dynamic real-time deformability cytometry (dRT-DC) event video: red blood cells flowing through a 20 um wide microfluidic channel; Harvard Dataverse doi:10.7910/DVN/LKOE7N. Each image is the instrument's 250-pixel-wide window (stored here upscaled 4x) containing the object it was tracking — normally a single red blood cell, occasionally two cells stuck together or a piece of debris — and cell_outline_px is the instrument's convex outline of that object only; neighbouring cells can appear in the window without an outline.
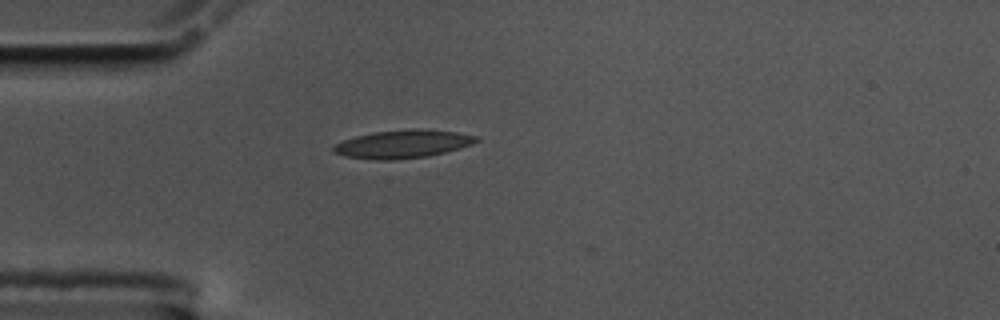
{"species": "common noctule bat (a hibernating species)", "species_latin": "Nyctalus noctula", "temperature_condition": "cold", "stored_images_in_passage": 32, "camera_frame_rate_fps": 3000, "um_per_image_px": 0.085, "animal": {"sex": "male", "body_mass_g": 17.5, "forearm_length_mm": 52.3}, "frame": {"image": 1, "passage_image": 1, "time_ms": 0.0, "image_size_px": [1000, 320], "cell_outline_px": [[480, 140], [472, 144], [460, 148], [428, 156], [392, 160], [376, 160], [344, 156], [332, 152], [332, 148], [336, 144], [344, 140], [356, 136], [376, 132], [412, 128], [456, 132], [476, 136]], "centroid_in_image_um": [34.22, 12.25], "position_along_channel_um": 50.8, "area_um2": 23.24}}
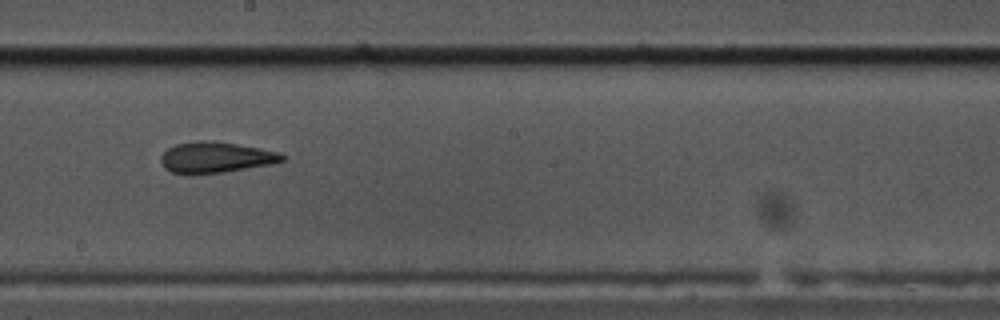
{"frame": {"image": 2, "passage_image": 17, "time_ms": 5.333, "image_size_px": [1000, 320], "cell_outline_px": [[288, 156], [284, 160], [272, 164], [224, 172], [192, 176], [172, 172], [164, 168], [160, 160], [160, 156], [168, 148], [176, 144], [200, 140], [204, 140], [236, 144], [260, 148], [280, 152]], "centroid_in_image_um": [18.33, 13.4], "position_along_channel_um": 229.9, "area_um2": 22.2}}
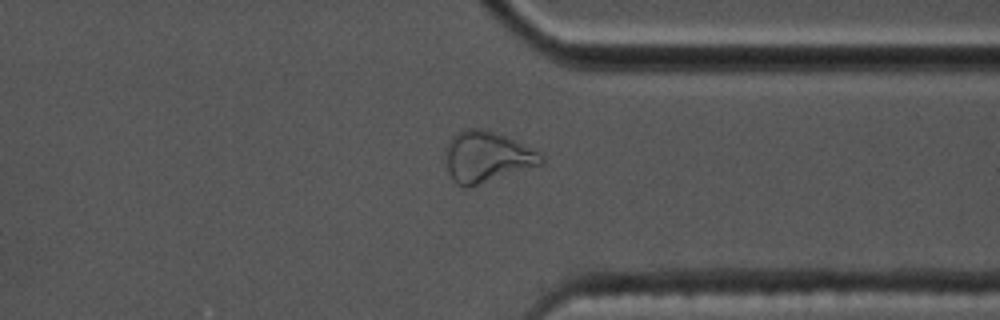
{"frame": {"image": 3, "passage_image": 29, "time_ms": 9.333, "image_size_px": [1000, 320], "cell_outline_px": [[544, 164], [468, 188], [464, 188], [456, 184], [452, 180], [448, 172], [448, 140], [456, 132], [464, 128], [480, 128], [504, 136], [540, 152], [544, 156]], "centroid_in_image_um": [41.4, 13.35], "position_along_channel_um": 370.0, "area_um2": 28.21}}